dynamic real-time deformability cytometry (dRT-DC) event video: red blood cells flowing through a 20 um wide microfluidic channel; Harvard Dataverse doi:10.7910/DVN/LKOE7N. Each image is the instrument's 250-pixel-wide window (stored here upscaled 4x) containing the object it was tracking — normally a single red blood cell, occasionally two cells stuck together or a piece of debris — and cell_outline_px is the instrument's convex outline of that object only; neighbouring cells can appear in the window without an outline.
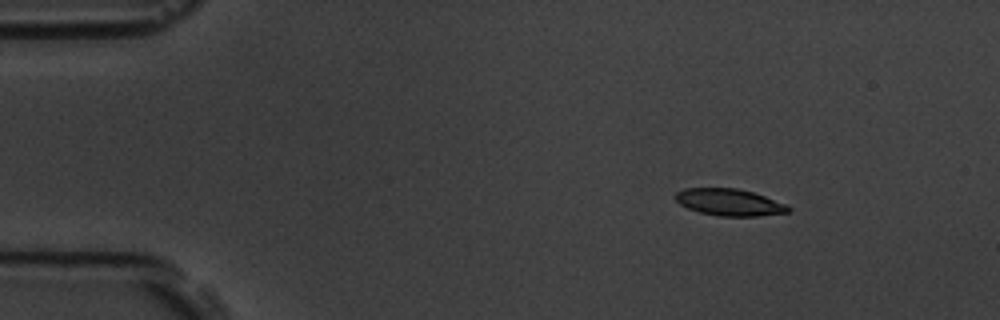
{"species": "common noctule bat (a hibernating species)", "species_latin": "Nyctalus noctula", "temperature_condition": "room temperature", "stored_images_in_passage": 9, "camera_frame_rate_fps": 3000, "um_per_image_px": 0.085, "animal": {"sex": "male", "body_mass_g": 19.5, "forearm_length_mm": 54.6}, "frame": {"image": 1, "passage_image": 1, "time_ms": 0.0, "image_size_px": [1000, 320], "cell_outline_px": [[792, 212], [756, 216], [720, 216], [700, 212], [688, 208], [680, 204], [676, 200], [676, 192], [684, 188], [736, 188], [756, 192], [788, 204], [792, 208]], "centroid_in_image_um": [62.08, 17.19], "position_along_channel_um": 22.9, "area_um2": 17.92}}
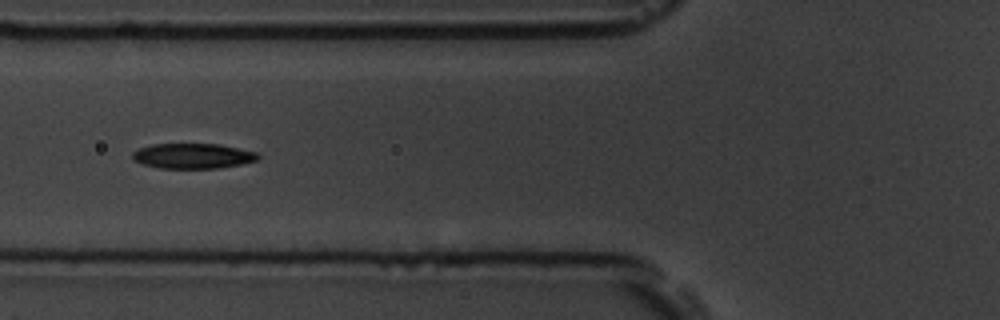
{"frame": {"image": 2, "passage_image": 5, "time_ms": 4.667, "image_size_px": [1000, 320], "cell_outline_px": [[260, 156], [256, 160], [240, 164], [216, 168], [160, 168], [144, 164], [132, 160], [132, 152], [140, 148], [152, 144], [220, 144], [256, 152]], "centroid_in_image_um": [16.36, 13.25], "position_along_channel_um": 109.4, "area_um2": 18.26}}
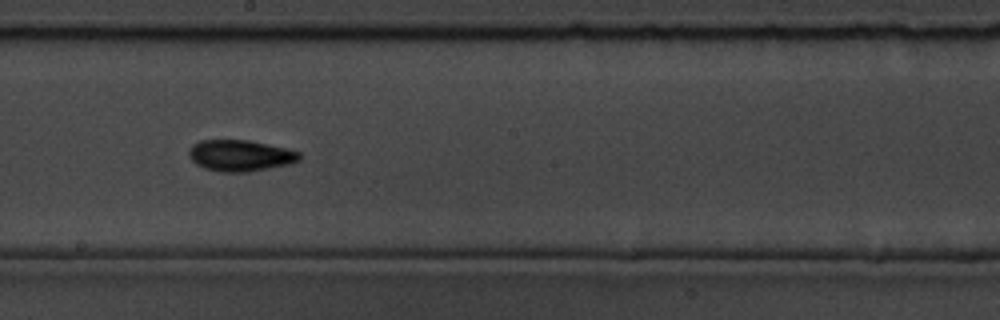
{"frame": {"image": 3, "passage_image": 8, "time_ms": 8.0, "image_size_px": [1000, 320], "cell_outline_px": [[300, 160], [288, 164], [248, 172], [220, 172], [204, 168], [196, 164], [188, 156], [188, 152], [192, 144], [200, 140], [248, 140], [284, 148], [300, 152]], "centroid_in_image_um": [20.37, 13.22], "position_along_channel_um": 227.8, "area_um2": 20.06}}